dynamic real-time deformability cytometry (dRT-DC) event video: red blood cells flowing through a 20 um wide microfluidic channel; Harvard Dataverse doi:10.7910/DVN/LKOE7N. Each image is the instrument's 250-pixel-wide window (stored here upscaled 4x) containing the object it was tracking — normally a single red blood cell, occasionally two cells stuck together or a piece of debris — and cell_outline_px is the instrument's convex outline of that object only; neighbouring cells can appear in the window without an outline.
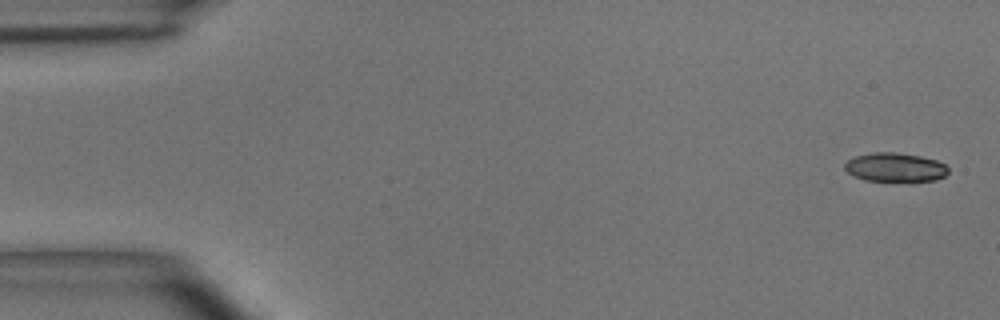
{"species": "common noctule bat (a hibernating species)", "species_latin": "Nyctalus noctula", "temperature_condition": "room temperature", "stored_images_in_passage": 7, "camera_frame_rate_fps": 3000, "um_per_image_px": 0.085, "animal": {"sex": "male", "body_mass_g": 15.6}, "frame": {"image": 1, "passage_image": 1, "time_ms": 0.0, "image_size_px": [1000, 320], "cell_outline_px": [[948, 172], [944, 176], [936, 180], [912, 184], [864, 180], [852, 176], [844, 168], [844, 164], [852, 156], [872, 152], [896, 152], [920, 156], [936, 160], [944, 164], [948, 168]], "centroid_in_image_um": [76.08, 14.27], "position_along_channel_um": 8.9, "area_um2": 18.38}}
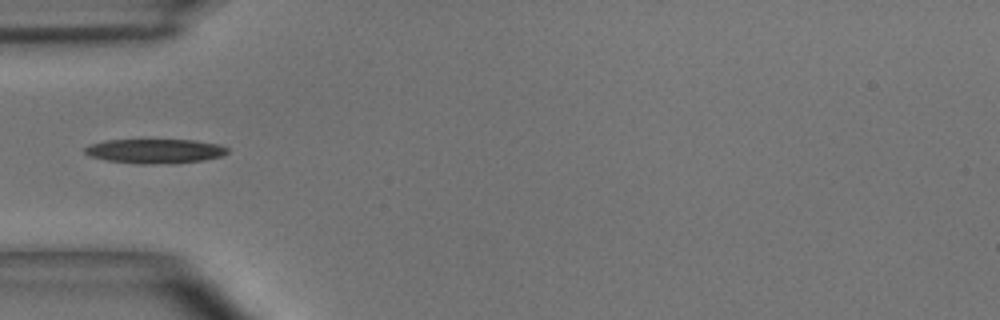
{"frame": {"image": 2, "passage_image": 5, "time_ms": 1.333, "image_size_px": [1000, 320], "cell_outline_px": [[228, 152], [220, 156], [204, 160], [176, 164], [140, 164], [108, 160], [88, 156], [84, 152], [84, 148], [88, 144], [104, 140], [196, 140], [220, 144], [228, 148]], "centroid_in_image_um": [13.17, 12.84], "position_along_channel_um": 71.8, "area_um2": 20.58}}
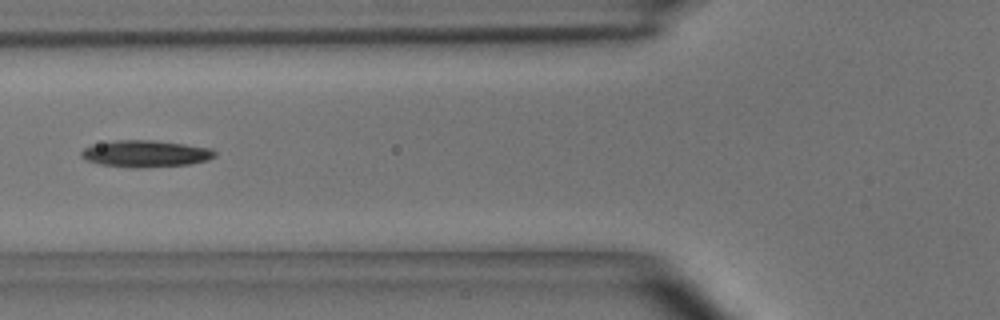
{"frame": {"image": 3, "passage_image": 6, "time_ms": 1.667, "image_size_px": [1000, 320], "cell_outline_px": [[216, 156], [208, 160], [188, 164], [136, 168], [100, 164], [88, 160], [80, 156], [80, 152], [84, 148], [92, 144], [116, 140], [156, 140], [212, 148], [216, 152]], "centroid_in_image_um": [12.38, 13.05], "position_along_channel_um": 113.4, "area_um2": 20.81}}